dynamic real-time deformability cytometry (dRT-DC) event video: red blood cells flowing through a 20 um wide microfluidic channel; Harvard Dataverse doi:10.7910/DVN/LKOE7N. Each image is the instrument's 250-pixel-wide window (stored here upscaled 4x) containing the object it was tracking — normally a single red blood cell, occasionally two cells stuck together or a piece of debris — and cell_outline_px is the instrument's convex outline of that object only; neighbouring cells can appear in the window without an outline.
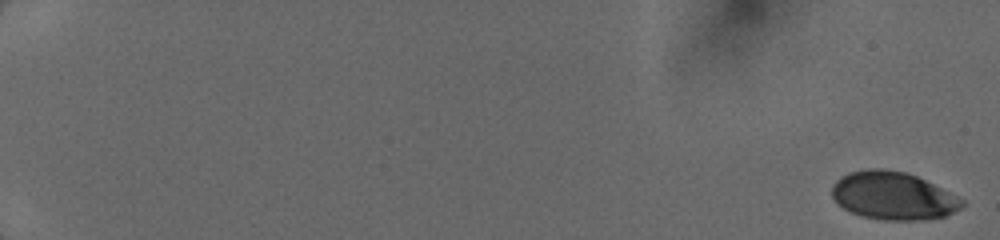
{"species": "human", "species_latin": "Homo sapiens", "temperature_condition": "cold", "stored_images_in_passage": 13, "camera_frame_rate_fps": 3000, "um_per_image_px": 0.085, "donor": {"sex": "female"}, "frame": {"image": 1, "passage_image": 1, "time_ms": 0.0, "image_size_px": [1000, 240], "cell_outline_px": [[964, 204], [960, 208], [944, 216], [924, 220], [884, 220], [860, 216], [836, 204], [832, 196], [832, 184], [840, 176], [848, 172], [868, 168], [884, 168], [908, 172], [964, 200]], "centroid_in_image_um": [75.85, 16.63], "position_along_channel_um": 9.2, "area_um2": 36.36}}